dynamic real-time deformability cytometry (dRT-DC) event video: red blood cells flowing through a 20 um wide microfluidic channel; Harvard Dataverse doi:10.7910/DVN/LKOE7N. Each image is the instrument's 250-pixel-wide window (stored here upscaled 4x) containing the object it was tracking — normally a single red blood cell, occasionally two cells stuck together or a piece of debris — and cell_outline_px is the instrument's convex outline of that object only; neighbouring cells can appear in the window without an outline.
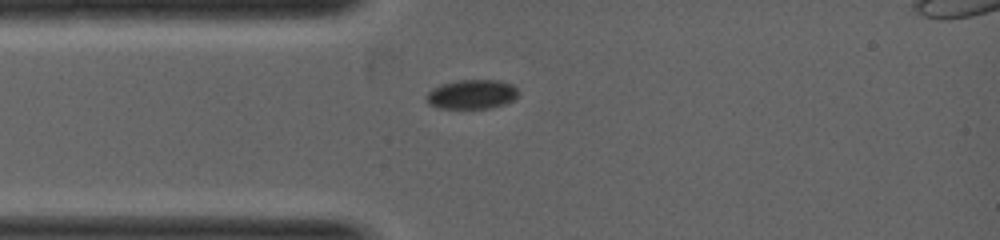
{"species": "common noctule bat (a hibernating species)", "species_latin": "Nyctalus noctula", "temperature_condition": "warm", "stored_images_in_passage": 18, "camera_frame_rate_fps": 5000, "um_per_image_px": 0.085, "animal": {"sex": "female", "body_mass_g": 19.0, "forearm_length_mm": 53.3}, "frame": {"image": 1, "passage_image": 3, "time_ms": 0.8, "image_size_px": [1000, 240], "cell_outline_px": [[520, 92], [512, 100], [504, 104], [488, 108], [436, 108], [428, 104], [424, 96], [428, 92], [440, 84], [456, 80], [500, 80], [512, 84]], "centroid_in_image_um": [40.07, 8.01], "position_along_channel_um": 44.9, "area_um2": 15.84}}
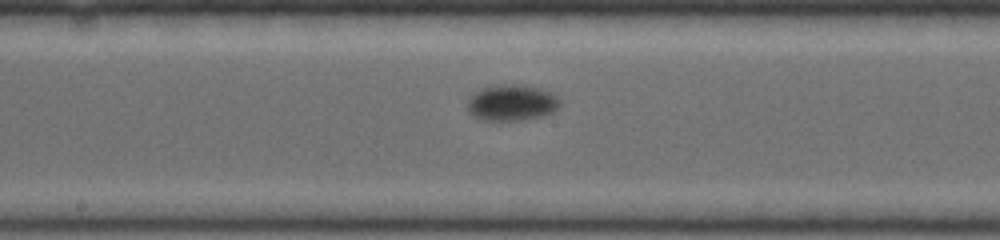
{"frame": {"image": 2, "passage_image": 9, "time_ms": 3.0, "image_size_px": [1000, 240], "cell_outline_px": [[560, 104], [552, 112], [544, 116], [524, 120], [480, 120], [468, 112], [468, 100], [472, 92], [484, 88], [504, 84], [516, 84], [540, 88], [552, 92], [560, 100]], "centroid_in_image_um": [43.49, 8.73], "position_along_channel_um": 204.7, "area_um2": 19.54}}
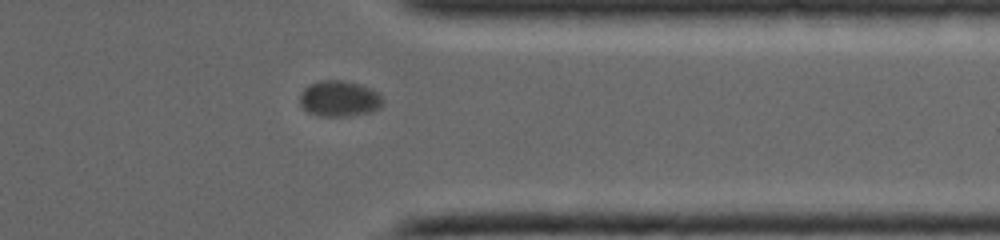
{"frame": {"image": 3, "passage_image": 15, "time_ms": 5.4, "image_size_px": [1000, 240], "cell_outline_px": [[384, 104], [380, 108], [372, 112], [348, 116], [320, 116], [308, 112], [300, 104], [300, 92], [308, 84], [320, 80], [344, 80], [360, 84], [372, 88], [384, 100]], "centroid_in_image_um": [28.85, 8.38], "position_along_channel_um": 382.5, "area_um2": 17.63}}